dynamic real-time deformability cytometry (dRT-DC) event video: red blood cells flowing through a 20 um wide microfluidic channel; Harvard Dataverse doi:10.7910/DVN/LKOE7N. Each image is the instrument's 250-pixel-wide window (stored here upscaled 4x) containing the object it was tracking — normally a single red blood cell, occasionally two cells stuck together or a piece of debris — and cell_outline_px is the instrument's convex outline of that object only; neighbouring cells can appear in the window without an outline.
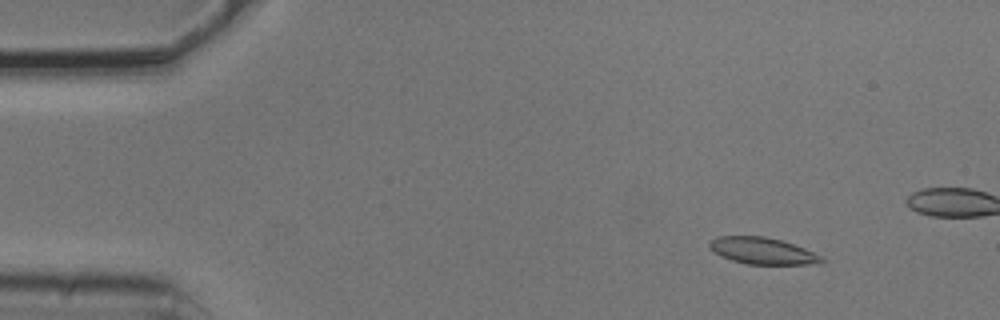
{"species": "common noctule bat (a hibernating species)", "species_latin": "Nyctalus noctula", "temperature_condition": "cold", "stored_images_in_passage": 4, "camera_frame_rate_fps": 3000, "um_per_image_px": 0.085, "animal": {"sex": "male", "body_mass_g": 20.5, "forearm_length_mm": 52.5}, "frame": {"image": 1, "passage_image": 1, "time_ms": 0.0, "image_size_px": [1000, 320], "cell_outline_px": [[824, 260], [808, 264], [748, 264], [732, 260], [720, 256], [712, 252], [708, 244], [712, 240], [720, 236], [764, 236], [780, 240], [804, 248], [824, 256]], "centroid_in_image_um": [64.78, 21.32], "position_along_channel_um": 20.2, "area_um2": 17.22}}